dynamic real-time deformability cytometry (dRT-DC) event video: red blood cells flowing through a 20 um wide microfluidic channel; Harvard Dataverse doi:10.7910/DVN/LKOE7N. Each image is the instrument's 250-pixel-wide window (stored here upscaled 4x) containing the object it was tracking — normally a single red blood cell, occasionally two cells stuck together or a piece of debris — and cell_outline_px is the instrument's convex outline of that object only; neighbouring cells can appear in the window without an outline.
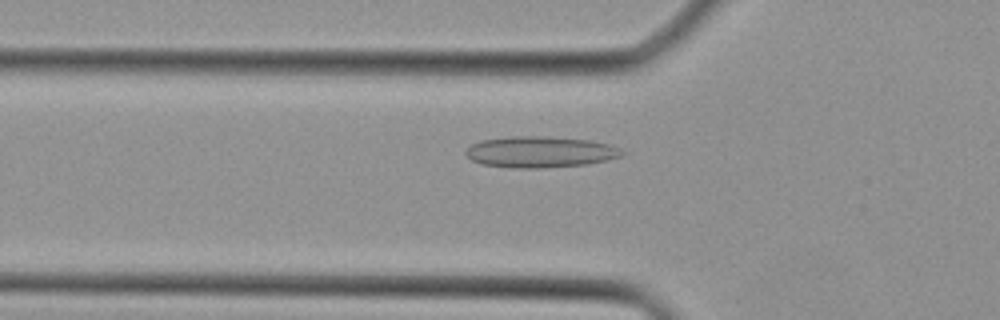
{"species": "Egyptian fruit bat (a non-hibernating species)", "species_latin": "Rousettus aegyptiacus", "temperature_condition": "cold", "stored_images_in_passage": 30, "camera_frame_rate_fps": 3000, "um_per_image_px": 0.085, "animal": {"sex": "female"}, "frame": {"image": 1, "passage_image": 3, "time_ms": 0.667, "image_size_px": [1000, 320], "cell_outline_px": [[628, 152], [620, 156], [588, 164], [544, 168], [508, 168], [480, 164], [472, 160], [464, 152], [472, 144], [480, 140], [512, 136], [544, 136], [592, 140], [608, 144], [620, 148]], "centroid_in_image_um": [45.91, 12.92], "position_along_channel_um": 79.9, "area_um2": 28.61}}
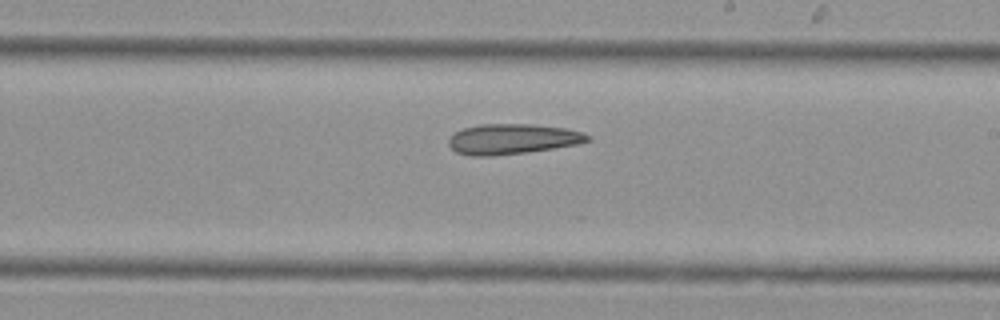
{"frame": {"image": 2, "passage_image": 13, "time_ms": 4.0, "image_size_px": [1000, 320], "cell_outline_px": [[592, 140], [580, 144], [524, 152], [492, 156], [472, 156], [456, 152], [448, 144], [448, 140], [456, 132], [464, 128], [480, 124], [532, 124], [568, 128], [584, 132], [592, 136]], "centroid_in_image_um": [43.62, 11.81], "position_along_channel_um": 245.4, "area_um2": 24.62}}
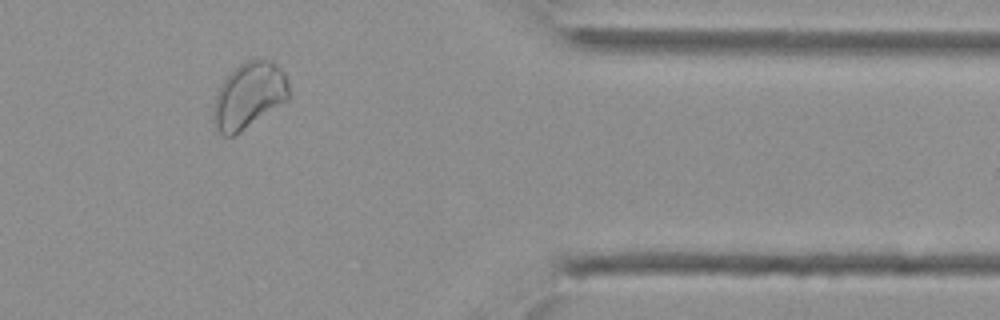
{"frame": {"image": 3, "passage_image": 23, "time_ms": 7.333, "image_size_px": [1000, 320], "cell_outline_px": [[288, 100], [240, 132], [232, 136], [224, 136], [216, 132], [212, 120], [212, 108], [216, 92], [220, 84], [228, 72], [244, 60], [272, 60], [284, 72], [288, 80]], "centroid_in_image_um": [21.1, 8.12], "position_along_channel_um": 390.3, "area_um2": 29.59}}